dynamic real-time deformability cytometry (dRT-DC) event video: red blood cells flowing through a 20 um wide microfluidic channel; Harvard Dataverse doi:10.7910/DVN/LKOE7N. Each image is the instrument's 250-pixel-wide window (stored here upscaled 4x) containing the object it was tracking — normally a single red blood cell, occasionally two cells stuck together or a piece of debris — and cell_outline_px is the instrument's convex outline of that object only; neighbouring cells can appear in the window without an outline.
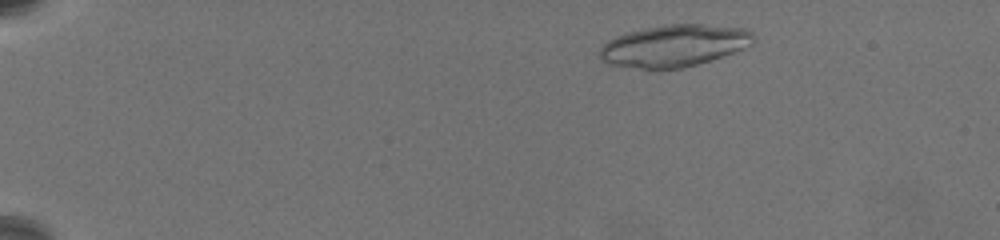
{"species": "common noctule bat (a hibernating species)", "species_latin": "Nyctalus noctula", "temperature_condition": "warm", "stored_images_in_passage": 58, "camera_frame_rate_fps": 3000, "um_per_image_px": 0.085, "animal": {"sex": "female", "body_mass_g": 19.5, "forearm_length_mm": 54.1}, "frame": {"image": 1, "passage_image": 6, "time_ms": 1.667, "image_size_px": [1000, 240], "cell_outline_px": [[756, 36], [752, 44], [732, 52], [696, 64], [680, 68], [640, 68], [608, 64], [596, 56], [600, 48], [608, 40], [616, 36], [628, 32], [644, 28], [664, 24], [700, 24], [744, 28], [752, 32]], "centroid_in_image_um": [57.26, 3.87], "position_along_channel_um": 27.7, "area_um2": 37.28}}